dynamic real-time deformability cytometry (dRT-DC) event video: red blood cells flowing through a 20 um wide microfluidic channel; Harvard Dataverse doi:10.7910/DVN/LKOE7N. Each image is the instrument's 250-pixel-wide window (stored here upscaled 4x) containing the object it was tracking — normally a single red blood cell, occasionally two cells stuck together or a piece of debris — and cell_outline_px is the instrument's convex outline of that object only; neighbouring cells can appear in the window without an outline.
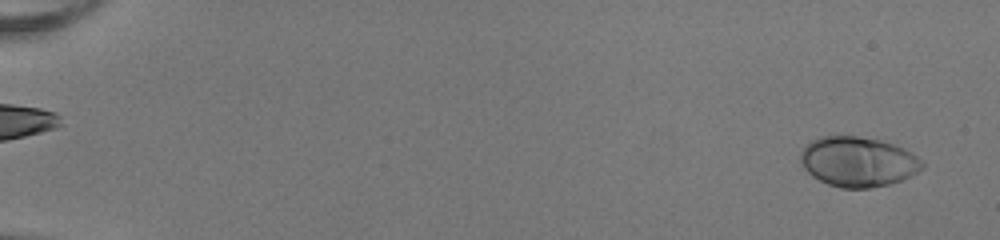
{"species": "human", "species_latin": "Homo sapiens", "temperature_condition": "room temperature", "stored_images_in_passage": 52, "camera_frame_rate_fps": 3000, "um_per_image_px": 0.085, "donor": {"sex": "female"}, "frame": {"image": 1, "passage_image": 2, "time_ms": 0.333, "image_size_px": [1000, 240], "cell_outline_px": [[924, 168], [900, 180], [888, 184], [868, 188], [840, 188], [828, 184], [812, 176], [804, 168], [800, 160], [800, 152], [812, 140], [820, 136], [856, 136], [880, 140], [904, 148], [924, 160]], "centroid_in_image_um": [72.93, 13.74], "position_along_channel_um": 12.1, "area_um2": 35.32}}
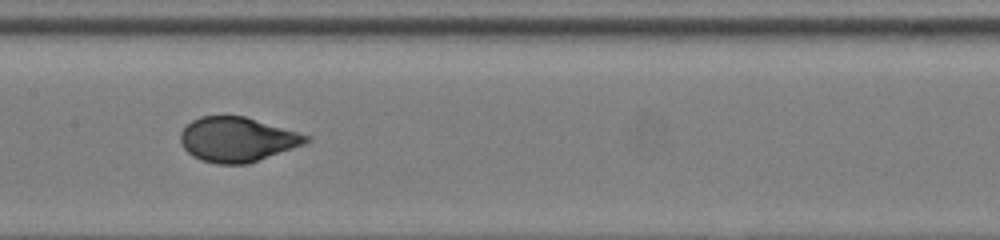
{"frame": {"image": 2, "passage_image": 28, "time_ms": 9.0, "image_size_px": [1000, 240], "cell_outline_px": [[312, 140], [304, 144], [248, 164], [216, 164], [200, 160], [192, 156], [180, 144], [180, 132], [192, 120], [200, 116], [244, 116], [312, 136]], "centroid_in_image_um": [20.15, 11.86], "position_along_channel_um": 187.2, "area_um2": 32.77}}
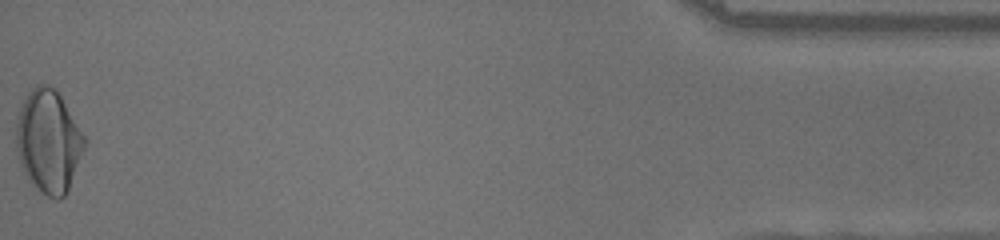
{"frame": {"image": 3, "passage_image": 52, "time_ms": 17.0, "image_size_px": [1000, 240], "cell_outline_px": [[88, 144], [68, 192], [60, 200], [56, 200], [48, 196], [28, 180], [20, 168], [16, 152], [16, 120], [20, 108], [28, 92], [36, 84], [48, 84], [56, 88], [88, 140]], "centroid_in_image_um": [4.15, 12.02], "position_along_channel_um": 431.1, "area_um2": 41.91}, "authors_computed_cell_mechanics": {"area_um2": 33.6107, "velocity_mm_per_s": 4.0453, "shape_relaxation_time_tau1_ms": 3.4015, "shape_relaxation_time_tau2_ms": null, "deformation_change_tau1": 0.1716, "deformation_change_tau2": null}}